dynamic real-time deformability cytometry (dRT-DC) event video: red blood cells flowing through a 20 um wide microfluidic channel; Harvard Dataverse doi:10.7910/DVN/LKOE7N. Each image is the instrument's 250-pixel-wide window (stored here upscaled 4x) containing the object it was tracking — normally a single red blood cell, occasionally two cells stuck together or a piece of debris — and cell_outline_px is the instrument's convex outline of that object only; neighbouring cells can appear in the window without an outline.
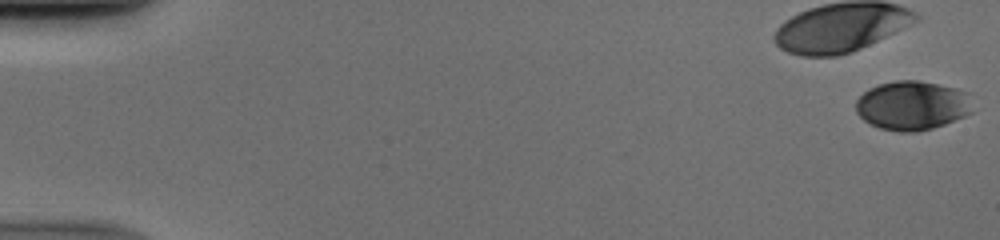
{"species": "human", "species_latin": "Homo sapiens", "temperature_condition": "cold", "stored_images_in_passage": 53, "camera_frame_rate_fps": 3000, "um_per_image_px": 0.085, "donor": {"sex": "male"}, "frame": {"image": 1, "passage_image": 1, "time_ms": 0.0, "image_size_px": [1000, 240], "cell_outline_px": [[972, 112], [964, 116], [944, 124], [932, 128], [916, 132], [900, 132], [880, 128], [864, 120], [856, 112], [856, 100], [868, 88], [880, 84], [896, 80], [916, 80], [956, 88], [968, 92]], "centroid_in_image_um": [77.53, 8.96], "position_along_channel_um": 7.5, "area_um2": 33.29}}
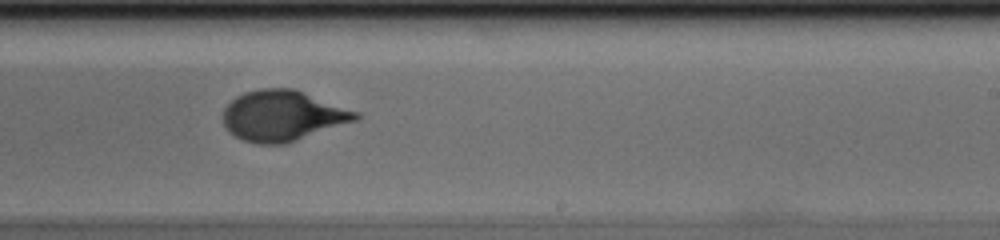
{"frame": {"image": 2, "passage_image": 34, "time_ms": 11.0, "image_size_px": [1000, 240], "cell_outline_px": [[360, 116], [356, 120], [284, 144], [256, 144], [244, 140], [228, 132], [224, 124], [224, 108], [236, 96], [244, 92], [260, 88], [292, 88], [360, 112]], "centroid_in_image_um": [24.01, 9.83], "position_along_channel_um": 265.0, "area_um2": 38.78}}
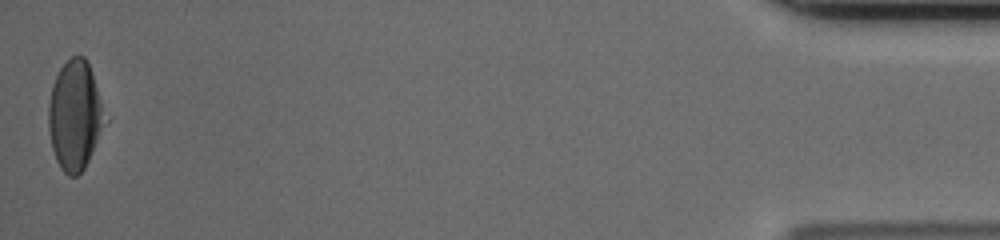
{"frame": {"image": 3, "passage_image": 53, "time_ms": 17.333, "image_size_px": [1000, 240], "cell_outline_px": [[108, 120], [84, 168], [76, 176], [68, 176], [60, 168], [56, 160], [52, 148], [48, 128], [48, 104], [52, 84], [60, 68], [72, 56], [84, 56], [92, 72]], "centroid_in_image_um": [6.37, 9.82], "position_along_channel_um": 428.8, "area_um2": 36.07}}